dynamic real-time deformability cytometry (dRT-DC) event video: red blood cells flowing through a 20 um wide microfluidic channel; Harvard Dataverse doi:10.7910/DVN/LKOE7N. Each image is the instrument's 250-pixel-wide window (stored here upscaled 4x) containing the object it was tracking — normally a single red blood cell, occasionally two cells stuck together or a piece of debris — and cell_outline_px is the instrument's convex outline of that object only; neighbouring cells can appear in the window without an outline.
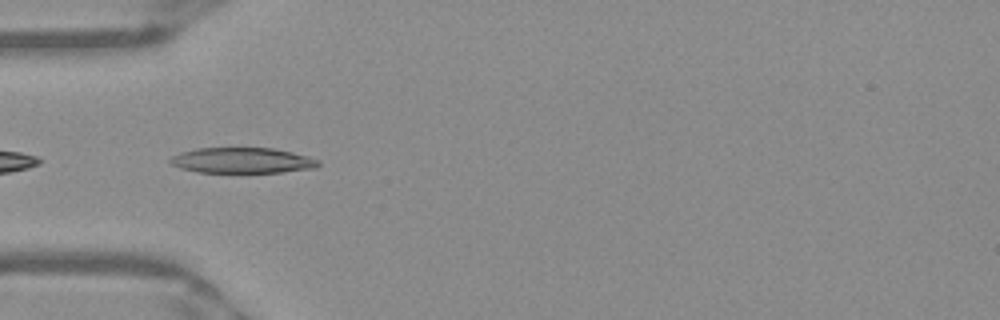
{"species": "Egyptian fruit bat (a non-hibernating species)", "species_latin": "Rousettus aegyptiacus", "temperature_condition": "warm", "stored_images_in_passage": 15, "camera_frame_rate_fps": 3000, "um_per_image_px": 0.085, "frame": {"image": 1, "passage_image": 2, "time_ms": 0.333, "image_size_px": [1000, 320], "cell_outline_px": [[320, 164], [316, 168], [284, 172], [196, 172], [180, 168], [172, 164], [168, 160], [172, 156], [180, 152], [196, 148], [272, 148], [292, 152], [308, 156], [320, 160]], "centroid_in_image_um": [20.6, 13.63], "position_along_channel_um": 64.4, "area_um2": 22.14}}
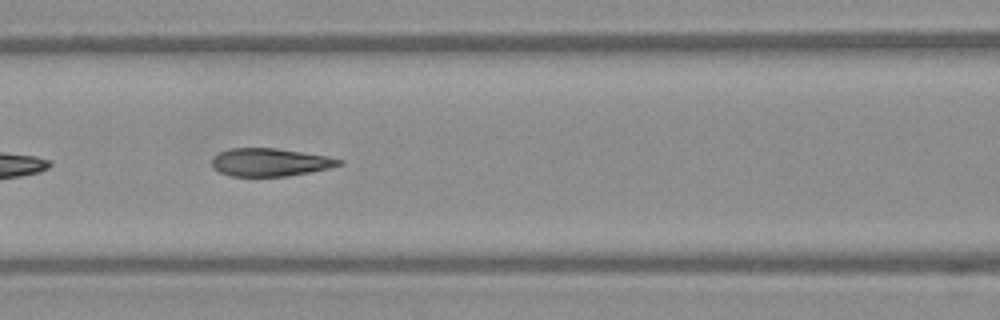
{"frame": {"image": 2, "passage_image": 8, "time_ms": 2.333, "image_size_px": [1000, 320], "cell_outline_px": [[344, 164], [328, 168], [288, 176], [232, 176], [220, 172], [212, 168], [212, 156], [220, 152], [232, 148], [276, 148], [328, 156], [344, 160]], "centroid_in_image_um": [22.95, 13.79], "position_along_channel_um": 143.6, "area_um2": 20.69}}
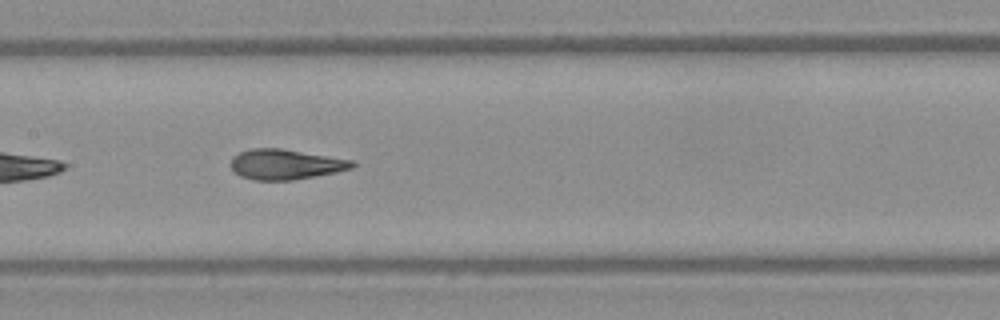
{"frame": {"image": 3, "passage_image": 11, "time_ms": 3.333, "image_size_px": [1000, 320], "cell_outline_px": [[356, 164], [352, 168], [336, 172], [292, 180], [252, 180], [240, 176], [228, 164], [232, 156], [248, 148], [280, 148], [352, 160]], "centroid_in_image_um": [24.21, 13.96], "position_along_channel_um": 183.2, "area_um2": 21.39}}